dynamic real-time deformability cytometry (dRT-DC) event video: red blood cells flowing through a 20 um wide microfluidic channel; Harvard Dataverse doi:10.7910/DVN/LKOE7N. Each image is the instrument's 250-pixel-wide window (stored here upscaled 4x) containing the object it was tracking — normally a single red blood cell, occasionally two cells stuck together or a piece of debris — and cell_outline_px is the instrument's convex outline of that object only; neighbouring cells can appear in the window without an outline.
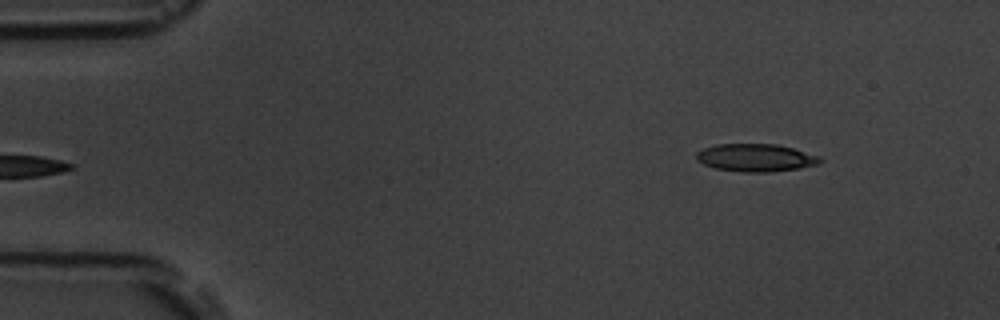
{"species": "common noctule bat (a hibernating species)", "species_latin": "Nyctalus noctula", "temperature_condition": "room temperature", "stored_images_in_passage": 5, "segment_of_instrument_passage": [2, 2], "camera_frame_rate_fps": 3000, "um_per_image_px": 0.085, "animal": {"sex": "male", "body_mass_g": 19.5, "forearm_length_mm": 54.6}, "frame": {"image": 1, "passage_image": 5, "time_ms": 4.667, "image_size_px": [1000, 320], "cell_outline_px": [[824, 160], [820, 164], [800, 168], [768, 172], [744, 172], [716, 168], [704, 164], [696, 160], [696, 152], [704, 148], [716, 144], [776, 144], [792, 148], [820, 156]], "centroid_in_image_um": [64.26, 13.4], "position_along_channel_um": 20.7, "area_um2": 20.0}}